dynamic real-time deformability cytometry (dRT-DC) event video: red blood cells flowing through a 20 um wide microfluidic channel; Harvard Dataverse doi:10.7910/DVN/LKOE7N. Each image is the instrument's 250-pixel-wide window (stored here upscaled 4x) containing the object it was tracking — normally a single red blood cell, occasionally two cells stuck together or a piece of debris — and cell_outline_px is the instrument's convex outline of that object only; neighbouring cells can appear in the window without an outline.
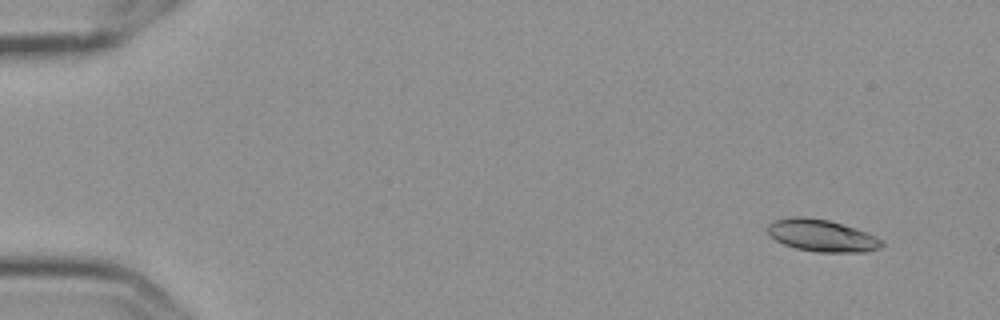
{"species": "Egyptian fruit bat (a non-hibernating species)", "species_latin": "Rousettus aegyptiacus", "temperature_condition": "cold", "stored_images_in_passage": 6, "camera_frame_rate_fps": 3000, "um_per_image_px": 0.085, "frame": {"image": 1, "passage_image": 2, "time_ms": 0.333, "image_size_px": [1000, 320], "cell_outline_px": [[884, 244], [880, 248], [864, 252], [816, 252], [796, 248], [784, 244], [776, 240], [768, 232], [768, 224], [776, 220], [792, 216], [804, 216], [828, 220], [856, 228], [868, 232], [884, 240]], "centroid_in_image_um": [69.9, 20.02], "position_along_channel_um": 15.1, "area_um2": 21.39}}